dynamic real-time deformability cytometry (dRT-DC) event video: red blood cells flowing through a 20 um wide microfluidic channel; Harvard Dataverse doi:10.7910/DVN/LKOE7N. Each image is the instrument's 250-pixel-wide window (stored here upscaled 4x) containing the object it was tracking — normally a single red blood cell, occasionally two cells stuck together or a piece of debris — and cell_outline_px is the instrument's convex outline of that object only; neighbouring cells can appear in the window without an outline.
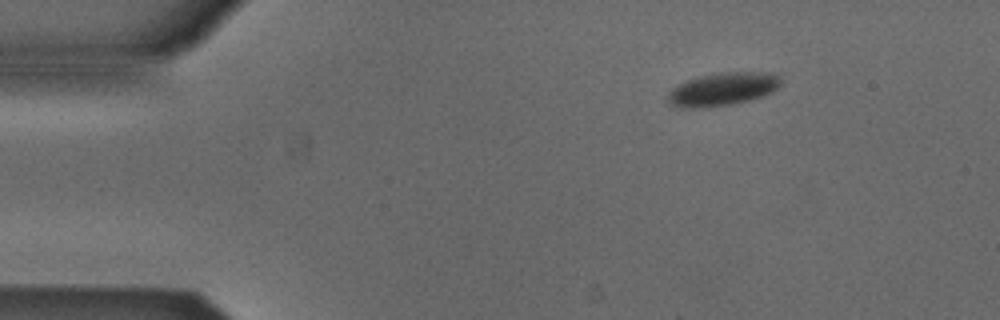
{"species": "Egyptian fruit bat (a non-hibernating species)", "species_latin": "Rousettus aegyptiacus", "temperature_condition": "cold", "stored_images_in_passage": 42, "camera_frame_rate_fps": 3000, "um_per_image_px": 0.085, "animal": {"sex": "male"}, "frame": {"image": 1, "passage_image": 1, "time_ms": 0.0, "image_size_px": [1000, 320], "cell_outline_px": [[780, 84], [776, 88], [760, 96], [748, 100], [732, 104], [692, 108], [688, 108], [672, 104], [668, 100], [668, 92], [672, 88], [688, 80], [700, 76], [720, 72], [760, 72], [780, 76]], "centroid_in_image_um": [61.4, 7.56], "position_along_channel_um": 23.6, "area_um2": 21.1}}
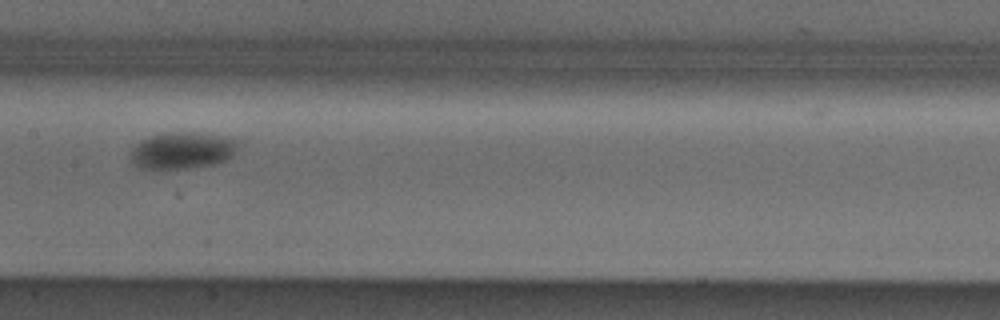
{"frame": {"image": 2, "passage_image": 20, "time_ms": 6.333, "image_size_px": [1000, 320], "cell_outline_px": [[240, 140], [232, 156], [228, 160], [216, 164], [188, 168], [156, 172], [136, 168], [132, 164], [128, 156], [132, 148], [140, 140], [160, 132], [196, 132], [228, 136]], "centroid_in_image_um": [15.43, 12.82], "position_along_channel_um": 192.0, "area_um2": 24.39}}
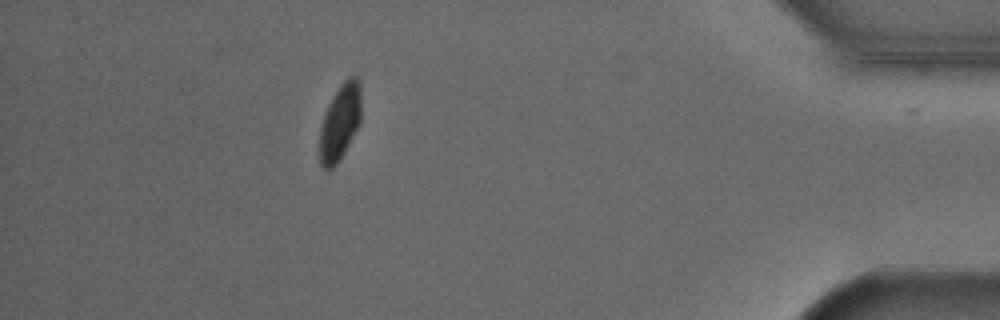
{"frame": {"image": 3, "passage_image": 41, "time_ms": 13.333, "image_size_px": [1000, 320], "cell_outline_px": [[360, 124], [340, 160], [328, 172], [324, 172], [320, 168], [320, 128], [324, 112], [332, 96], [340, 84], [348, 76], [356, 76], [360, 80]], "centroid_in_image_um": [28.88, 10.42], "position_along_channel_um": 406.3, "area_um2": 18.84}, "authors_computed_cell_mechanics": {"area_um2": 22.3686, "velocity_mm_per_s": 3.8291, "shape_relaxation_time_tau1_ms": 1.8938, "shape_relaxation_time_tau2_ms": null, "deformation_change_tau1": 0.068, "deformation_change_tau2": null}}